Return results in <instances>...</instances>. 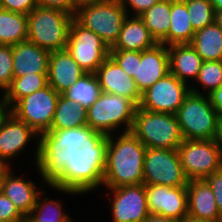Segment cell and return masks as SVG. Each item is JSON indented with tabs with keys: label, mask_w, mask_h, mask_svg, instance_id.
Listing matches in <instances>:
<instances>
[{
	"label": "cell",
	"mask_w": 222,
	"mask_h": 222,
	"mask_svg": "<svg viewBox=\"0 0 222 222\" xmlns=\"http://www.w3.org/2000/svg\"><path fill=\"white\" fill-rule=\"evenodd\" d=\"M107 146L108 136L88 125L49 130L39 136L36 165L53 189L86 193L103 184Z\"/></svg>",
	"instance_id": "1"
},
{
	"label": "cell",
	"mask_w": 222,
	"mask_h": 222,
	"mask_svg": "<svg viewBox=\"0 0 222 222\" xmlns=\"http://www.w3.org/2000/svg\"><path fill=\"white\" fill-rule=\"evenodd\" d=\"M115 139L108 135L103 184L108 189L143 183V163L146 147L131 132Z\"/></svg>",
	"instance_id": "2"
},
{
	"label": "cell",
	"mask_w": 222,
	"mask_h": 222,
	"mask_svg": "<svg viewBox=\"0 0 222 222\" xmlns=\"http://www.w3.org/2000/svg\"><path fill=\"white\" fill-rule=\"evenodd\" d=\"M175 115L184 139H215L219 116L208 95L191 86Z\"/></svg>",
	"instance_id": "3"
},
{
	"label": "cell",
	"mask_w": 222,
	"mask_h": 222,
	"mask_svg": "<svg viewBox=\"0 0 222 222\" xmlns=\"http://www.w3.org/2000/svg\"><path fill=\"white\" fill-rule=\"evenodd\" d=\"M146 148L177 149L184 140L175 114L137 107L130 130Z\"/></svg>",
	"instance_id": "4"
},
{
	"label": "cell",
	"mask_w": 222,
	"mask_h": 222,
	"mask_svg": "<svg viewBox=\"0 0 222 222\" xmlns=\"http://www.w3.org/2000/svg\"><path fill=\"white\" fill-rule=\"evenodd\" d=\"M27 15L28 41L49 52L66 48L74 16L58 9L38 6Z\"/></svg>",
	"instance_id": "5"
},
{
	"label": "cell",
	"mask_w": 222,
	"mask_h": 222,
	"mask_svg": "<svg viewBox=\"0 0 222 222\" xmlns=\"http://www.w3.org/2000/svg\"><path fill=\"white\" fill-rule=\"evenodd\" d=\"M137 107L125 96L102 92L87 109V125L107 136L121 125H125L123 132H128L132 128Z\"/></svg>",
	"instance_id": "6"
},
{
	"label": "cell",
	"mask_w": 222,
	"mask_h": 222,
	"mask_svg": "<svg viewBox=\"0 0 222 222\" xmlns=\"http://www.w3.org/2000/svg\"><path fill=\"white\" fill-rule=\"evenodd\" d=\"M128 15L120 0H105L77 8L74 19L96 33L111 48Z\"/></svg>",
	"instance_id": "7"
},
{
	"label": "cell",
	"mask_w": 222,
	"mask_h": 222,
	"mask_svg": "<svg viewBox=\"0 0 222 222\" xmlns=\"http://www.w3.org/2000/svg\"><path fill=\"white\" fill-rule=\"evenodd\" d=\"M177 151L188 180H202L221 170V154L215 139H184Z\"/></svg>",
	"instance_id": "8"
},
{
	"label": "cell",
	"mask_w": 222,
	"mask_h": 222,
	"mask_svg": "<svg viewBox=\"0 0 222 222\" xmlns=\"http://www.w3.org/2000/svg\"><path fill=\"white\" fill-rule=\"evenodd\" d=\"M177 149L147 148L143 163L145 185L187 186Z\"/></svg>",
	"instance_id": "9"
},
{
	"label": "cell",
	"mask_w": 222,
	"mask_h": 222,
	"mask_svg": "<svg viewBox=\"0 0 222 222\" xmlns=\"http://www.w3.org/2000/svg\"><path fill=\"white\" fill-rule=\"evenodd\" d=\"M60 94L49 84L18 100L12 107V114L25 122L38 137L50 130Z\"/></svg>",
	"instance_id": "10"
},
{
	"label": "cell",
	"mask_w": 222,
	"mask_h": 222,
	"mask_svg": "<svg viewBox=\"0 0 222 222\" xmlns=\"http://www.w3.org/2000/svg\"><path fill=\"white\" fill-rule=\"evenodd\" d=\"M65 49L87 73H95L110 54L107 44L74 18L69 28Z\"/></svg>",
	"instance_id": "11"
},
{
	"label": "cell",
	"mask_w": 222,
	"mask_h": 222,
	"mask_svg": "<svg viewBox=\"0 0 222 222\" xmlns=\"http://www.w3.org/2000/svg\"><path fill=\"white\" fill-rule=\"evenodd\" d=\"M189 92L190 86L169 72L142 93L138 107L147 111L176 114Z\"/></svg>",
	"instance_id": "12"
},
{
	"label": "cell",
	"mask_w": 222,
	"mask_h": 222,
	"mask_svg": "<svg viewBox=\"0 0 222 222\" xmlns=\"http://www.w3.org/2000/svg\"><path fill=\"white\" fill-rule=\"evenodd\" d=\"M149 214L183 221L188 217L187 186L145 185Z\"/></svg>",
	"instance_id": "13"
},
{
	"label": "cell",
	"mask_w": 222,
	"mask_h": 222,
	"mask_svg": "<svg viewBox=\"0 0 222 222\" xmlns=\"http://www.w3.org/2000/svg\"><path fill=\"white\" fill-rule=\"evenodd\" d=\"M113 222H143L149 216L145 184L109 189Z\"/></svg>",
	"instance_id": "14"
},
{
	"label": "cell",
	"mask_w": 222,
	"mask_h": 222,
	"mask_svg": "<svg viewBox=\"0 0 222 222\" xmlns=\"http://www.w3.org/2000/svg\"><path fill=\"white\" fill-rule=\"evenodd\" d=\"M169 72V53L167 46L158 43L151 49L141 51V61H138L137 74L133 80L142 94Z\"/></svg>",
	"instance_id": "15"
},
{
	"label": "cell",
	"mask_w": 222,
	"mask_h": 222,
	"mask_svg": "<svg viewBox=\"0 0 222 222\" xmlns=\"http://www.w3.org/2000/svg\"><path fill=\"white\" fill-rule=\"evenodd\" d=\"M102 92L125 96L139 106L142 94L133 78L109 56L95 72Z\"/></svg>",
	"instance_id": "16"
},
{
	"label": "cell",
	"mask_w": 222,
	"mask_h": 222,
	"mask_svg": "<svg viewBox=\"0 0 222 222\" xmlns=\"http://www.w3.org/2000/svg\"><path fill=\"white\" fill-rule=\"evenodd\" d=\"M86 73L66 49L50 52L48 84L59 94L67 91Z\"/></svg>",
	"instance_id": "17"
},
{
	"label": "cell",
	"mask_w": 222,
	"mask_h": 222,
	"mask_svg": "<svg viewBox=\"0 0 222 222\" xmlns=\"http://www.w3.org/2000/svg\"><path fill=\"white\" fill-rule=\"evenodd\" d=\"M49 55V51L28 40L13 45V78L25 74L48 73Z\"/></svg>",
	"instance_id": "18"
},
{
	"label": "cell",
	"mask_w": 222,
	"mask_h": 222,
	"mask_svg": "<svg viewBox=\"0 0 222 222\" xmlns=\"http://www.w3.org/2000/svg\"><path fill=\"white\" fill-rule=\"evenodd\" d=\"M37 135L30 126L11 114L0 127V158L8 162L17 157L30 139Z\"/></svg>",
	"instance_id": "19"
},
{
	"label": "cell",
	"mask_w": 222,
	"mask_h": 222,
	"mask_svg": "<svg viewBox=\"0 0 222 222\" xmlns=\"http://www.w3.org/2000/svg\"><path fill=\"white\" fill-rule=\"evenodd\" d=\"M188 217L199 220L222 219L209 184L204 180H189L187 184Z\"/></svg>",
	"instance_id": "20"
},
{
	"label": "cell",
	"mask_w": 222,
	"mask_h": 222,
	"mask_svg": "<svg viewBox=\"0 0 222 222\" xmlns=\"http://www.w3.org/2000/svg\"><path fill=\"white\" fill-rule=\"evenodd\" d=\"M125 19L118 39L110 50L144 51L158 44L139 16Z\"/></svg>",
	"instance_id": "21"
},
{
	"label": "cell",
	"mask_w": 222,
	"mask_h": 222,
	"mask_svg": "<svg viewBox=\"0 0 222 222\" xmlns=\"http://www.w3.org/2000/svg\"><path fill=\"white\" fill-rule=\"evenodd\" d=\"M11 170L4 177L0 191L7 196L19 212L26 217L36 204L38 194L36 186L32 181H26L23 178L16 177Z\"/></svg>",
	"instance_id": "22"
},
{
	"label": "cell",
	"mask_w": 222,
	"mask_h": 222,
	"mask_svg": "<svg viewBox=\"0 0 222 222\" xmlns=\"http://www.w3.org/2000/svg\"><path fill=\"white\" fill-rule=\"evenodd\" d=\"M167 49L170 73L186 84L190 77L196 80L203 60L191 44L170 45Z\"/></svg>",
	"instance_id": "23"
},
{
	"label": "cell",
	"mask_w": 222,
	"mask_h": 222,
	"mask_svg": "<svg viewBox=\"0 0 222 222\" xmlns=\"http://www.w3.org/2000/svg\"><path fill=\"white\" fill-rule=\"evenodd\" d=\"M190 44L203 61H222V29L215 21L195 31Z\"/></svg>",
	"instance_id": "24"
},
{
	"label": "cell",
	"mask_w": 222,
	"mask_h": 222,
	"mask_svg": "<svg viewBox=\"0 0 222 222\" xmlns=\"http://www.w3.org/2000/svg\"><path fill=\"white\" fill-rule=\"evenodd\" d=\"M87 125V109L60 94L50 130H64Z\"/></svg>",
	"instance_id": "25"
},
{
	"label": "cell",
	"mask_w": 222,
	"mask_h": 222,
	"mask_svg": "<svg viewBox=\"0 0 222 222\" xmlns=\"http://www.w3.org/2000/svg\"><path fill=\"white\" fill-rule=\"evenodd\" d=\"M171 0H160L139 17L158 43L168 46Z\"/></svg>",
	"instance_id": "26"
},
{
	"label": "cell",
	"mask_w": 222,
	"mask_h": 222,
	"mask_svg": "<svg viewBox=\"0 0 222 222\" xmlns=\"http://www.w3.org/2000/svg\"><path fill=\"white\" fill-rule=\"evenodd\" d=\"M168 46L190 44L195 31L189 19L186 2L171 0Z\"/></svg>",
	"instance_id": "27"
},
{
	"label": "cell",
	"mask_w": 222,
	"mask_h": 222,
	"mask_svg": "<svg viewBox=\"0 0 222 222\" xmlns=\"http://www.w3.org/2000/svg\"><path fill=\"white\" fill-rule=\"evenodd\" d=\"M28 39V15L0 9V44L15 45Z\"/></svg>",
	"instance_id": "28"
},
{
	"label": "cell",
	"mask_w": 222,
	"mask_h": 222,
	"mask_svg": "<svg viewBox=\"0 0 222 222\" xmlns=\"http://www.w3.org/2000/svg\"><path fill=\"white\" fill-rule=\"evenodd\" d=\"M102 93L95 73H86L69 87L63 95L88 109Z\"/></svg>",
	"instance_id": "29"
},
{
	"label": "cell",
	"mask_w": 222,
	"mask_h": 222,
	"mask_svg": "<svg viewBox=\"0 0 222 222\" xmlns=\"http://www.w3.org/2000/svg\"><path fill=\"white\" fill-rule=\"evenodd\" d=\"M48 73L25 74L13 78L10 87L5 91L6 99L11 107L20 99L31 95L48 85Z\"/></svg>",
	"instance_id": "30"
},
{
	"label": "cell",
	"mask_w": 222,
	"mask_h": 222,
	"mask_svg": "<svg viewBox=\"0 0 222 222\" xmlns=\"http://www.w3.org/2000/svg\"><path fill=\"white\" fill-rule=\"evenodd\" d=\"M44 191L38 194L36 204L31 212L25 217V222H72L73 220L62 210V204L58 201L49 200L45 197L41 200V195ZM41 194V195H40ZM40 200V201H39Z\"/></svg>",
	"instance_id": "31"
},
{
	"label": "cell",
	"mask_w": 222,
	"mask_h": 222,
	"mask_svg": "<svg viewBox=\"0 0 222 222\" xmlns=\"http://www.w3.org/2000/svg\"><path fill=\"white\" fill-rule=\"evenodd\" d=\"M186 5L194 31L214 22L215 11L210 0H189Z\"/></svg>",
	"instance_id": "32"
},
{
	"label": "cell",
	"mask_w": 222,
	"mask_h": 222,
	"mask_svg": "<svg viewBox=\"0 0 222 222\" xmlns=\"http://www.w3.org/2000/svg\"><path fill=\"white\" fill-rule=\"evenodd\" d=\"M195 81L208 90L207 95L222 86V61H203Z\"/></svg>",
	"instance_id": "33"
},
{
	"label": "cell",
	"mask_w": 222,
	"mask_h": 222,
	"mask_svg": "<svg viewBox=\"0 0 222 222\" xmlns=\"http://www.w3.org/2000/svg\"><path fill=\"white\" fill-rule=\"evenodd\" d=\"M109 56L124 70L129 77L137 74L138 61H141V51L110 50Z\"/></svg>",
	"instance_id": "34"
},
{
	"label": "cell",
	"mask_w": 222,
	"mask_h": 222,
	"mask_svg": "<svg viewBox=\"0 0 222 222\" xmlns=\"http://www.w3.org/2000/svg\"><path fill=\"white\" fill-rule=\"evenodd\" d=\"M13 80L12 46L0 44V88L6 91Z\"/></svg>",
	"instance_id": "35"
},
{
	"label": "cell",
	"mask_w": 222,
	"mask_h": 222,
	"mask_svg": "<svg viewBox=\"0 0 222 222\" xmlns=\"http://www.w3.org/2000/svg\"><path fill=\"white\" fill-rule=\"evenodd\" d=\"M0 222H25V217L2 191H0Z\"/></svg>",
	"instance_id": "36"
},
{
	"label": "cell",
	"mask_w": 222,
	"mask_h": 222,
	"mask_svg": "<svg viewBox=\"0 0 222 222\" xmlns=\"http://www.w3.org/2000/svg\"><path fill=\"white\" fill-rule=\"evenodd\" d=\"M1 5H2V9L27 15L35 7H37V1L36 0H1Z\"/></svg>",
	"instance_id": "37"
},
{
	"label": "cell",
	"mask_w": 222,
	"mask_h": 222,
	"mask_svg": "<svg viewBox=\"0 0 222 222\" xmlns=\"http://www.w3.org/2000/svg\"><path fill=\"white\" fill-rule=\"evenodd\" d=\"M213 191L219 214L222 216V169L204 179Z\"/></svg>",
	"instance_id": "38"
},
{
	"label": "cell",
	"mask_w": 222,
	"mask_h": 222,
	"mask_svg": "<svg viewBox=\"0 0 222 222\" xmlns=\"http://www.w3.org/2000/svg\"><path fill=\"white\" fill-rule=\"evenodd\" d=\"M38 7L58 9L72 16L75 15L77 8L74 0H36Z\"/></svg>",
	"instance_id": "39"
},
{
	"label": "cell",
	"mask_w": 222,
	"mask_h": 222,
	"mask_svg": "<svg viewBox=\"0 0 222 222\" xmlns=\"http://www.w3.org/2000/svg\"><path fill=\"white\" fill-rule=\"evenodd\" d=\"M120 1L122 3L123 8L126 10L127 14H128L127 6L130 5V7L133 9L134 13L133 15L140 16L160 0H120Z\"/></svg>",
	"instance_id": "40"
},
{
	"label": "cell",
	"mask_w": 222,
	"mask_h": 222,
	"mask_svg": "<svg viewBox=\"0 0 222 222\" xmlns=\"http://www.w3.org/2000/svg\"><path fill=\"white\" fill-rule=\"evenodd\" d=\"M211 104L215 108L217 114L219 117L222 116V86L219 88L213 90L209 95H208Z\"/></svg>",
	"instance_id": "41"
},
{
	"label": "cell",
	"mask_w": 222,
	"mask_h": 222,
	"mask_svg": "<svg viewBox=\"0 0 222 222\" xmlns=\"http://www.w3.org/2000/svg\"><path fill=\"white\" fill-rule=\"evenodd\" d=\"M11 114H12L11 105L9 101L6 99V95L4 93L3 97L0 100V127L4 124L6 119Z\"/></svg>",
	"instance_id": "42"
},
{
	"label": "cell",
	"mask_w": 222,
	"mask_h": 222,
	"mask_svg": "<svg viewBox=\"0 0 222 222\" xmlns=\"http://www.w3.org/2000/svg\"><path fill=\"white\" fill-rule=\"evenodd\" d=\"M143 222H182V221L175 220L172 218H166L157 214H149V216Z\"/></svg>",
	"instance_id": "43"
},
{
	"label": "cell",
	"mask_w": 222,
	"mask_h": 222,
	"mask_svg": "<svg viewBox=\"0 0 222 222\" xmlns=\"http://www.w3.org/2000/svg\"><path fill=\"white\" fill-rule=\"evenodd\" d=\"M215 142L217 144L220 153H222V116L218 119V126H217V134L215 137Z\"/></svg>",
	"instance_id": "44"
},
{
	"label": "cell",
	"mask_w": 222,
	"mask_h": 222,
	"mask_svg": "<svg viewBox=\"0 0 222 222\" xmlns=\"http://www.w3.org/2000/svg\"><path fill=\"white\" fill-rule=\"evenodd\" d=\"M10 164L7 163L4 159L0 158V185L4 179V177L6 176V174L11 170V166H9Z\"/></svg>",
	"instance_id": "45"
},
{
	"label": "cell",
	"mask_w": 222,
	"mask_h": 222,
	"mask_svg": "<svg viewBox=\"0 0 222 222\" xmlns=\"http://www.w3.org/2000/svg\"><path fill=\"white\" fill-rule=\"evenodd\" d=\"M74 1L76 4V8H79L83 5L93 4V3H97V2H101V1H105V0H74Z\"/></svg>",
	"instance_id": "46"
},
{
	"label": "cell",
	"mask_w": 222,
	"mask_h": 222,
	"mask_svg": "<svg viewBox=\"0 0 222 222\" xmlns=\"http://www.w3.org/2000/svg\"><path fill=\"white\" fill-rule=\"evenodd\" d=\"M214 21L222 29V10L215 11Z\"/></svg>",
	"instance_id": "47"
},
{
	"label": "cell",
	"mask_w": 222,
	"mask_h": 222,
	"mask_svg": "<svg viewBox=\"0 0 222 222\" xmlns=\"http://www.w3.org/2000/svg\"><path fill=\"white\" fill-rule=\"evenodd\" d=\"M182 222H222V219L218 220H199L191 217H186Z\"/></svg>",
	"instance_id": "48"
},
{
	"label": "cell",
	"mask_w": 222,
	"mask_h": 222,
	"mask_svg": "<svg viewBox=\"0 0 222 222\" xmlns=\"http://www.w3.org/2000/svg\"><path fill=\"white\" fill-rule=\"evenodd\" d=\"M214 11L222 10V0H210Z\"/></svg>",
	"instance_id": "49"
},
{
	"label": "cell",
	"mask_w": 222,
	"mask_h": 222,
	"mask_svg": "<svg viewBox=\"0 0 222 222\" xmlns=\"http://www.w3.org/2000/svg\"><path fill=\"white\" fill-rule=\"evenodd\" d=\"M177 1H181V2H187V1H189V0H177Z\"/></svg>",
	"instance_id": "50"
},
{
	"label": "cell",
	"mask_w": 222,
	"mask_h": 222,
	"mask_svg": "<svg viewBox=\"0 0 222 222\" xmlns=\"http://www.w3.org/2000/svg\"><path fill=\"white\" fill-rule=\"evenodd\" d=\"M221 154V169H222V153H220Z\"/></svg>",
	"instance_id": "51"
}]
</instances>
